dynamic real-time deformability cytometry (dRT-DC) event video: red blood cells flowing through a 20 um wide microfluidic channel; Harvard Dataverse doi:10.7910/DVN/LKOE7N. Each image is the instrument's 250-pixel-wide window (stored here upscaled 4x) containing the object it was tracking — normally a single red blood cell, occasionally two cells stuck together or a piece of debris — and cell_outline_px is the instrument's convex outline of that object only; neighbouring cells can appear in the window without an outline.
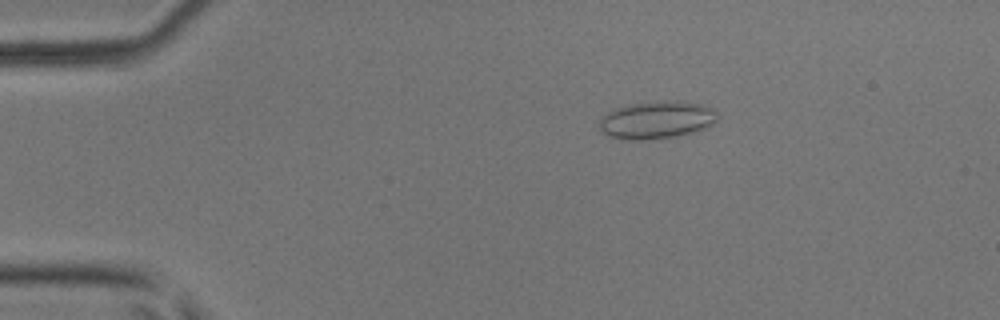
{"species": "common noctule bat (a hibernating species)", "species_latin": "Nyctalus noctula", "temperature_condition": "room temperature", "stored_images_in_passage": 6, "camera_frame_rate_fps": 3000, "um_per_image_px": 0.085, "animal": {"sex": "male", "body_mass_g": 17.9, "forearm_length_mm": 54.2}, "frame": {"image": 1, "passage_image": 3, "time_ms": 0.667, "image_size_px": [1000, 320], "cell_outline_px": [[720, 116], [712, 124], [704, 128], [692, 132], [676, 136], [648, 140], [620, 140], [608, 136], [600, 128], [600, 116], [612, 108], [628, 104], [656, 100], [680, 100], [700, 104], [716, 108]], "centroid_in_image_um": [55.81, 10.17], "position_along_channel_um": 29.2, "area_um2": 26.65}}
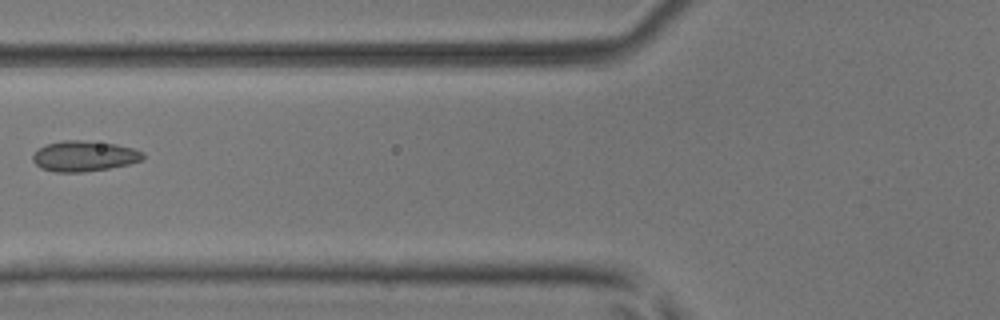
{"frame": {"image": 2, "passage_image": 6, "time_ms": 1.667, "image_size_px": [1000, 320], "cell_outline_px": [[144, 160], [128, 164], [108, 168], [84, 172], [56, 172], [40, 168], [32, 160], [32, 156], [44, 144], [64, 140], [80, 140], [116, 144], [132, 148], [144, 152]], "centroid_in_image_um": [7.15, 13.27], "position_along_channel_um": 118.6, "area_um2": 19.59}}